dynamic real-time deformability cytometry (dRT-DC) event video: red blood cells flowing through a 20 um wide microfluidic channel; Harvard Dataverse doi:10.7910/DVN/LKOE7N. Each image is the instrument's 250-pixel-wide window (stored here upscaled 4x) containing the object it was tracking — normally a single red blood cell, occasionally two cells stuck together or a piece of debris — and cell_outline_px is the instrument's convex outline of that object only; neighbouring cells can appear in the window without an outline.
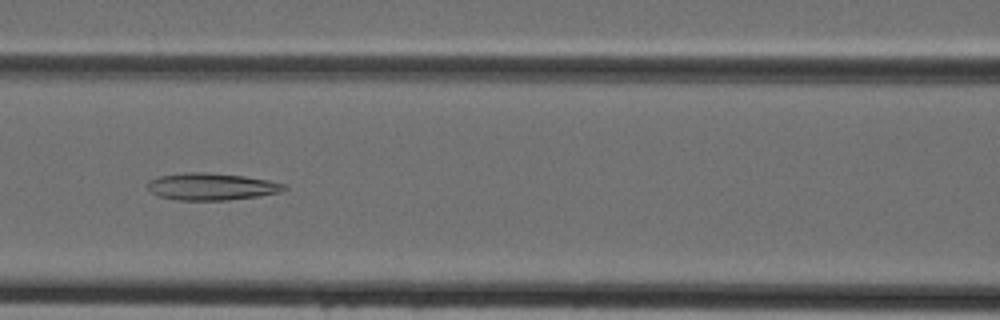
{"species": "Egyptian fruit bat (a non-hibernating species)", "species_latin": "Rousettus aegyptiacus", "temperature_condition": "cold", "stored_images_in_passage": 45, "camera_frame_rate_fps": 3000, "um_per_image_px": 0.085, "animal": {"sex": "female"}, "frame": {"image": 1, "passage_image": 20, "time_ms": 6.333, "image_size_px": [1000, 320], "cell_outline_px": [[288, 188], [280, 192], [260, 196], [228, 200], [176, 200], [160, 196], [152, 192], [148, 188], [148, 184], [152, 180], [160, 176], [184, 172], [208, 172], [244, 176], [268, 180], [288, 184]], "centroid_in_image_um": [18.05, 15.86], "position_along_channel_um": 148.6, "area_um2": 21.56}}
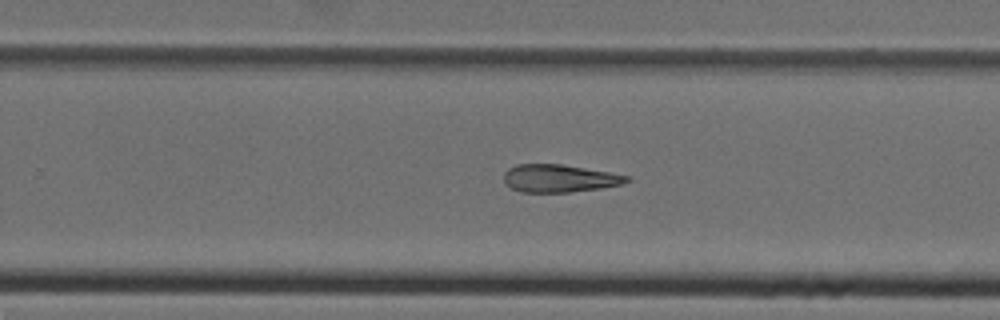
{"frame": {"image": 2, "passage_image": 29, "time_ms": 9.333, "image_size_px": [1000, 320], "cell_outline_px": [[632, 180], [624, 184], [600, 188], [568, 192], [520, 192], [504, 184], [504, 172], [508, 168], [516, 164], [560, 164], [632, 176]], "centroid_in_image_um": [47.55, 15.16], "position_along_channel_um": 282.3, "area_um2": 19.94}}
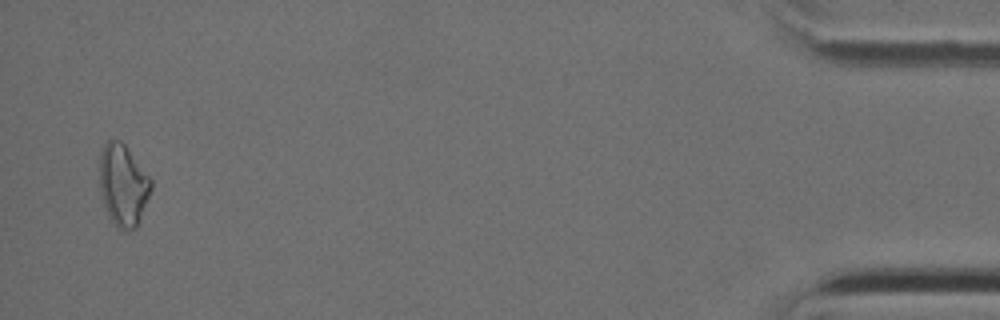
{"frame": {"image": 3, "passage_image": 44, "time_ms": 14.333, "image_size_px": [1000, 320], "cell_outline_px": [[152, 188], [136, 228], [116, 228], [108, 216], [100, 196], [100, 152], [104, 144], [108, 140], [120, 140], [124, 144], [152, 180]], "centroid_in_image_um": [10.44, 15.72], "position_along_channel_um": 424.8, "area_um2": 24.33}}